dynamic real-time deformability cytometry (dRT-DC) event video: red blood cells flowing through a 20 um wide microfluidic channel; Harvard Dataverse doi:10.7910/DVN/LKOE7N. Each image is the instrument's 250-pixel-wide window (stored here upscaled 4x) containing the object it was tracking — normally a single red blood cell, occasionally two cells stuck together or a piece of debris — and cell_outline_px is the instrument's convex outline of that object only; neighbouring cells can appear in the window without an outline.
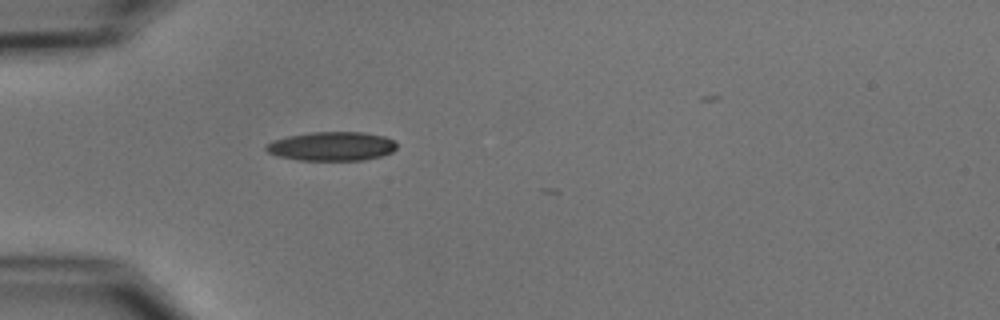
{"species": "common noctule bat (a hibernating species)", "species_latin": "Nyctalus noctula", "temperature_condition": "cold", "stored_images_in_passage": 1, "camera_frame_rate_fps": 3000, "um_per_image_px": 0.085, "animal": {"sex": "male", "body_mass_g": 15.6}, "frame": {"image": 1, "passage_image": 1, "time_ms": 0.0, "image_size_px": [1000, 320], "cell_outline_px": [[396, 148], [392, 152], [380, 156], [364, 160], [300, 160], [280, 156], [268, 152], [264, 148], [272, 140], [288, 136], [312, 132], [364, 132], [384, 136], [392, 140], [396, 144]], "centroid_in_image_um": [28.21, 12.43], "position_along_channel_um": 56.8, "area_um2": 21.91}}